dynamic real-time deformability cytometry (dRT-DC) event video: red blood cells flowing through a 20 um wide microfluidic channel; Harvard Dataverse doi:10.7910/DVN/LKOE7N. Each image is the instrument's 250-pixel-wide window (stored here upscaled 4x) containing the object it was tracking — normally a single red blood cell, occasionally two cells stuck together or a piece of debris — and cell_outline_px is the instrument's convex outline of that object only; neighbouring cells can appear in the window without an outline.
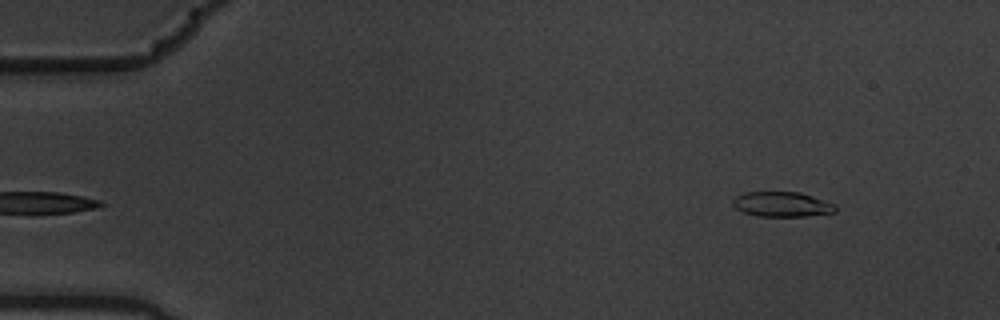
{"species": "common noctule bat (a hibernating species)", "species_latin": "Nyctalus noctula", "temperature_condition": "warm", "stored_images_in_passage": 3, "camera_frame_rate_fps": 3000, "um_per_image_px": 0.085, "animal": {"sex": "male", "body_mass_g": 19.5, "forearm_length_mm": 54.6}, "frame": {"image": 1, "passage_image": 3, "time_ms": 0.667, "image_size_px": [1000, 320], "cell_outline_px": [[836, 212], [804, 216], [756, 216], [744, 212], [736, 208], [732, 204], [732, 200], [736, 196], [744, 192], [800, 192], [836, 204]], "centroid_in_image_um": [66.46, 17.36], "position_along_channel_um": 18.5, "area_um2": 14.91}}